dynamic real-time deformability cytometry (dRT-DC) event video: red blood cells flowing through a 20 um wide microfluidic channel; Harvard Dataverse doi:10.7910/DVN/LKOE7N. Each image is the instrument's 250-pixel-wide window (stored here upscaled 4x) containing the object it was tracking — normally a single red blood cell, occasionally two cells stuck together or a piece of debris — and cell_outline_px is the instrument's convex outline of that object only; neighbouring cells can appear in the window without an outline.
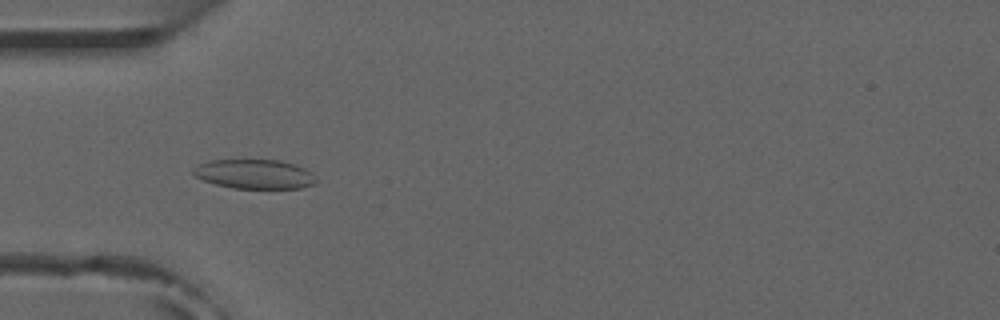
{"species": "common noctule bat (a hibernating species)", "species_latin": "Nyctalus noctula", "temperature_condition": "room temperature", "stored_images_in_passage": 9, "camera_frame_rate_fps": 3000, "um_per_image_px": 0.085, "animal": {"sex": "male", "forearm_length_mm": 52.5}, "frame": {"image": 1, "passage_image": 4, "time_ms": 4.333, "image_size_px": [1000, 320], "cell_outline_px": [[316, 184], [300, 188], [232, 188], [216, 184], [204, 180], [196, 176], [192, 172], [192, 168], [208, 160], [280, 160], [296, 164], [312, 172], [316, 180]], "centroid_in_image_um": [21.65, 14.79], "position_along_channel_um": 63.3, "area_um2": 21.04}}
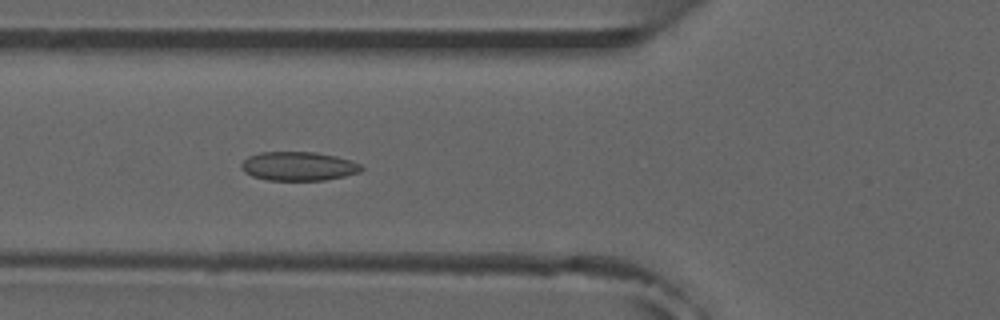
{"frame": {"image": 2, "passage_image": 5, "time_ms": 5.333, "image_size_px": [1000, 320], "cell_outline_px": [[364, 168], [360, 172], [344, 176], [324, 180], [268, 180], [252, 176], [244, 172], [240, 168], [240, 164], [248, 156], [260, 152], [316, 152], [336, 156], [360, 164]], "centroid_in_image_um": [25.34, 14.12], "position_along_channel_um": 100.5, "area_um2": 20.23}}
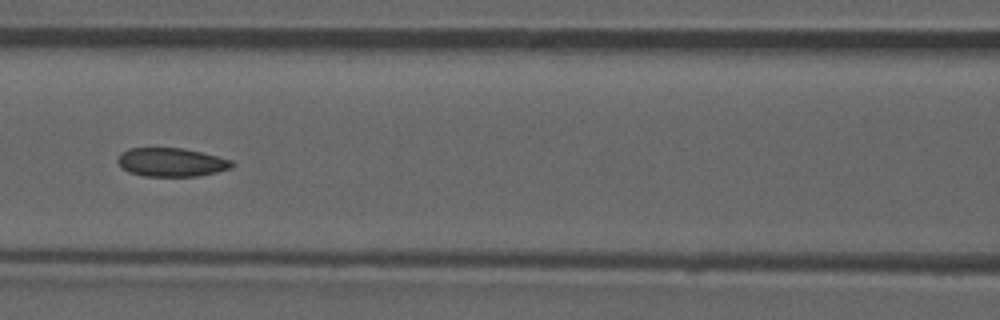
{"frame": {"image": 3, "passage_image": 6, "time_ms": 6.667, "image_size_px": [1000, 320], "cell_outline_px": [[236, 164], [232, 168], [200, 176], [144, 176], [128, 172], [116, 160], [128, 148], [184, 148], [232, 160]], "centroid_in_image_um": [14.61, 13.79], "position_along_channel_um": 152.0, "area_um2": 18.96}}